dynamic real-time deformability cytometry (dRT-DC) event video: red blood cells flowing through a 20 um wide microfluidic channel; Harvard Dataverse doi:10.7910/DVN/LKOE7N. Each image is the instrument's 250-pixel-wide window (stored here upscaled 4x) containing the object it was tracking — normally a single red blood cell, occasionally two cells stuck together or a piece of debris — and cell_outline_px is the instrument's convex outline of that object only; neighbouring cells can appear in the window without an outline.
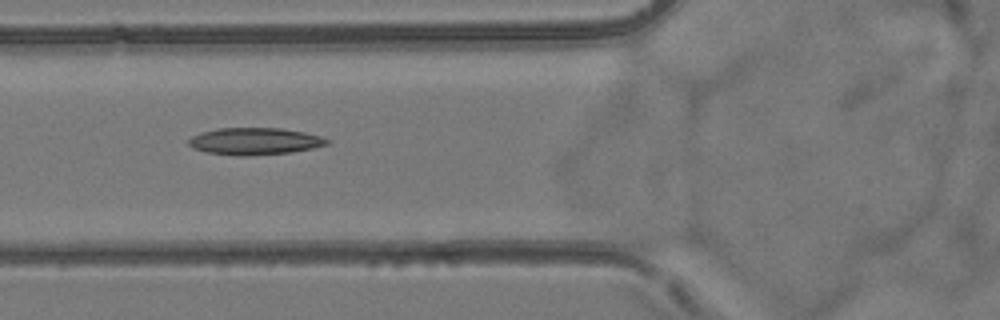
{"species": "common noctule bat (a hibernating species)", "species_latin": "Nyctalus noctula", "temperature_condition": "room temperature", "stored_images_in_passage": 6, "camera_frame_rate_fps": 3000, "um_per_image_px": 0.085, "animal": {"sex": "female", "body_mass_g": 24.6, "forearm_length_mm": 56.2}, "frame": {"image": 1, "passage_image": 3, "time_ms": 2.333, "image_size_px": [1000, 320], "cell_outline_px": [[332, 140], [328, 144], [312, 148], [292, 152], [248, 156], [240, 156], [208, 152], [192, 148], [188, 144], [188, 140], [192, 136], [200, 132], [220, 128], [280, 128], [304, 132], [320, 136]], "centroid_in_image_um": [21.66, 12.0], "position_along_channel_um": 104.1, "area_um2": 21.79}}
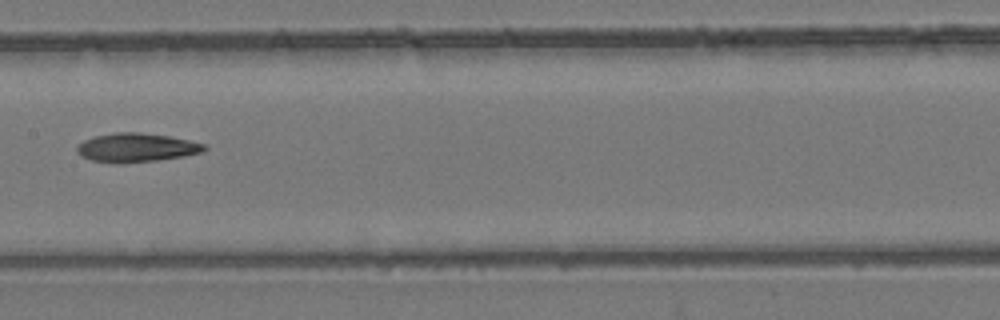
{"frame": {"image": 2, "passage_image": 5, "time_ms": 4.667, "image_size_px": [1000, 320], "cell_outline_px": [[208, 148], [200, 152], [184, 156], [156, 160], [124, 164], [116, 164], [92, 160], [80, 156], [76, 152], [76, 148], [84, 140], [92, 136], [112, 132], [140, 132], [168, 136], [188, 140], [204, 144]], "centroid_in_image_um": [11.53, 12.55], "position_along_channel_um": 195.9, "area_um2": 21.56}}
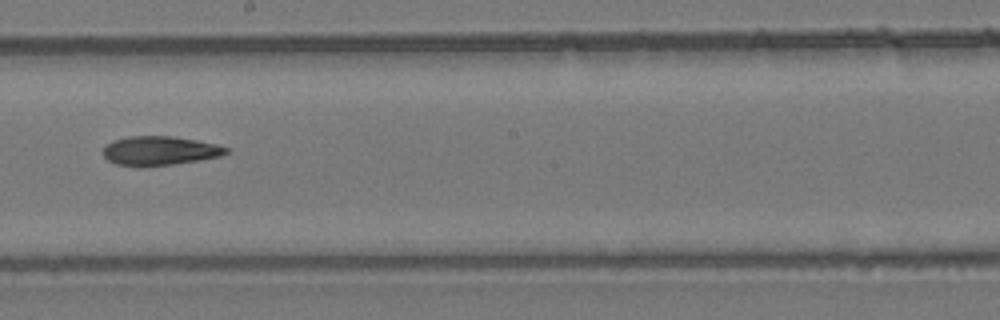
{"frame": {"image": 3, "passage_image": 6, "time_ms": 5.667, "image_size_px": [1000, 320], "cell_outline_px": [[228, 152], [220, 156], [172, 164], [140, 168], [116, 164], [108, 160], [104, 156], [104, 148], [112, 140], [128, 136], [172, 136], [196, 140], [216, 144], [228, 148]], "centroid_in_image_um": [13.53, 12.82], "position_along_channel_um": 234.7, "area_um2": 20.87}}